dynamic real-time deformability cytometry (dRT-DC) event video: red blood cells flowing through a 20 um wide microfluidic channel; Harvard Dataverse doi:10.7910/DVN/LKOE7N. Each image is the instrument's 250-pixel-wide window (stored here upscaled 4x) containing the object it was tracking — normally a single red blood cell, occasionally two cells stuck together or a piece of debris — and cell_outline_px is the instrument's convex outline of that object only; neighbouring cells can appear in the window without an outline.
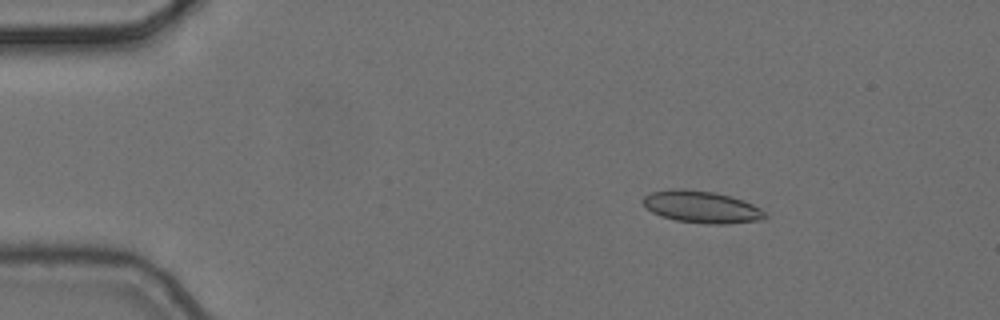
{"species": "common noctule bat (a hibernating species)", "species_latin": "Nyctalus noctula", "temperature_condition": "cold", "stored_images_in_passage": 5, "camera_frame_rate_fps": 3000, "um_per_image_px": 0.085, "animal": {"sex": "female", "body_mass_g": 24.6, "forearm_length_mm": 56.2}, "frame": {"image": 1, "passage_image": 3, "time_ms": 0.667, "image_size_px": [1000, 320], "cell_outline_px": [[768, 216], [764, 220], [728, 224], [708, 224], [676, 220], [660, 216], [652, 212], [640, 200], [644, 196], [652, 192], [672, 188], [684, 188], [716, 192], [732, 196], [744, 200], [760, 208]], "centroid_in_image_um": [59.65, 17.58], "position_along_channel_um": 25.3, "area_um2": 23.12}}